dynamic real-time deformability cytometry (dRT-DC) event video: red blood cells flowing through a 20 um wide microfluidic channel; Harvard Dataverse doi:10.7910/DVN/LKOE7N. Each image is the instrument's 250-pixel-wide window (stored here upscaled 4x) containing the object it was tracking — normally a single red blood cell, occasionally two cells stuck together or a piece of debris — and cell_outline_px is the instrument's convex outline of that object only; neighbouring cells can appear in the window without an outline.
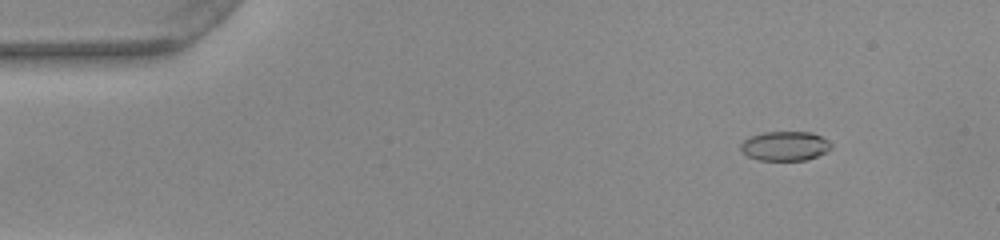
{"species": "common noctule bat (a hibernating species)", "species_latin": "Nyctalus noctula", "temperature_condition": "warm", "stored_images_in_passage": 52, "camera_frame_rate_fps": 3000, "um_per_image_px": 0.085, "animal": {"sex": "female", "body_mass_g": 22.0, "forearm_length_mm": 56.7}, "frame": {"image": 1, "passage_image": 6, "time_ms": 1.667, "image_size_px": [1000, 240], "cell_outline_px": [[832, 148], [816, 156], [804, 160], [760, 160], [748, 156], [740, 148], [740, 144], [744, 140], [752, 136], [764, 132], [812, 132], [828, 140], [832, 144]], "centroid_in_image_um": [66.73, 12.4], "position_along_channel_um": 18.3, "area_um2": 15.32}}
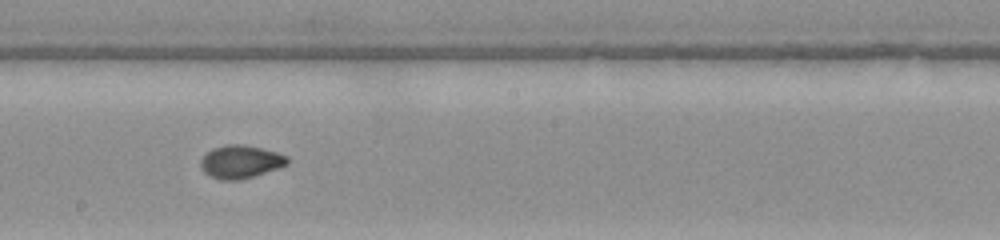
{"frame": {"image": 2, "passage_image": 29, "time_ms": 9.333, "image_size_px": [1000, 240], "cell_outline_px": [[288, 164], [252, 176], [236, 180], [220, 180], [204, 172], [200, 164], [200, 160], [212, 148], [228, 144], [240, 144], [260, 148], [276, 152], [288, 156]], "centroid_in_image_um": [20.43, 13.74], "position_along_channel_um": 227.8, "area_um2": 16.3}}
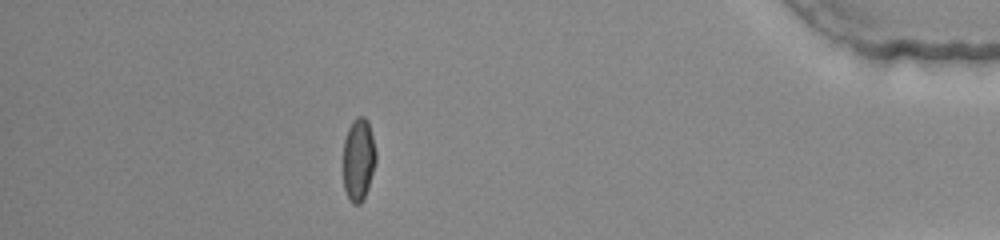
{"frame": {"image": 3, "passage_image": 46, "time_ms": 15.0, "image_size_px": [1000, 240], "cell_outline_px": [[376, 160], [368, 188], [360, 204], [352, 204], [348, 200], [344, 188], [344, 140], [348, 128], [356, 116], [364, 116], [368, 120], [376, 152]], "centroid_in_image_um": [30.47, 13.55], "position_along_channel_um": 404.7, "area_um2": 15.72}, "authors_computed_cell_mechanics": {"area_um2": 15.9239, "velocity_mm_per_s": 3.9802, "shape_relaxation_time_tau1_ms": null, "shape_relaxation_time_tau2_ms": 1.1346, "deformation_change_tau1": null, "deformation_change_tau2": 0.0471}}